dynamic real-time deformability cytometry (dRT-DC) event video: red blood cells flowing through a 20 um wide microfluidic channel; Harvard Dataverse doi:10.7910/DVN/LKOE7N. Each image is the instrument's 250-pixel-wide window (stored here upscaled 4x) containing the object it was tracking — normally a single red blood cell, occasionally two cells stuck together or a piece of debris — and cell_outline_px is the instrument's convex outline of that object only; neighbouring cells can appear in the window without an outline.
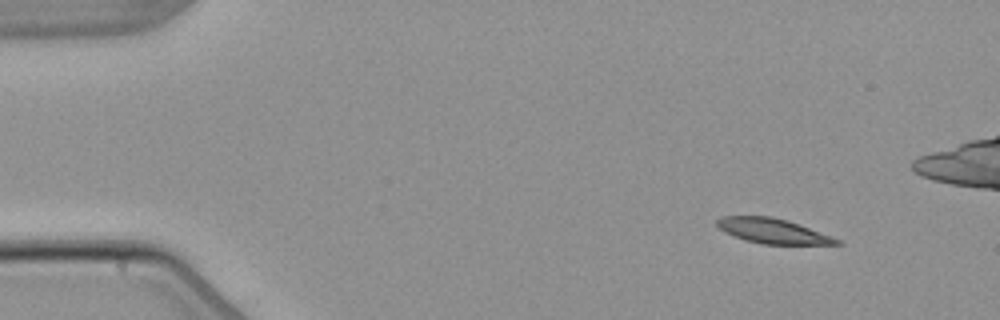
{"species": "common noctule bat (a hibernating species)", "species_latin": "Nyctalus noctula", "temperature_condition": "warm", "stored_images_in_passage": 7, "camera_frame_rate_fps": 3000, "um_per_image_px": 0.085, "animal": {"sex": "male", "body_mass_g": 21.5, "forearm_length_mm": 52.0}, "frame": {"image": 1, "passage_image": 1, "time_ms": 0.0, "image_size_px": [1000, 320], "cell_outline_px": [[844, 244], [764, 244], [744, 240], [724, 232], [716, 224], [716, 220], [720, 216], [772, 216], [788, 220], [800, 224], [832, 236], [840, 240]], "centroid_in_image_um": [65.68, 19.62], "position_along_channel_um": 19.3, "area_um2": 17.46}}
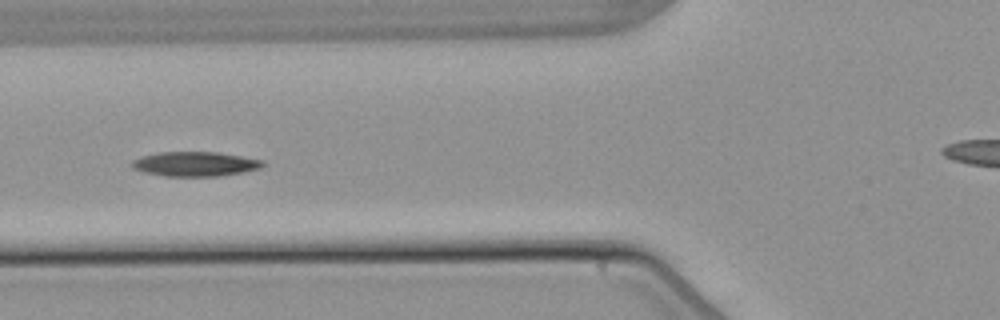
{"frame": {"image": 2, "passage_image": 5, "time_ms": 5.0, "image_size_px": [1000, 320], "cell_outline_px": [[268, 164], [260, 168], [244, 172], [220, 176], [164, 176], [144, 172], [132, 168], [132, 160], [140, 156], [156, 152], [220, 152], [264, 160]], "centroid_in_image_um": [16.61, 13.93], "position_along_channel_um": 109.2, "area_um2": 19.02}}